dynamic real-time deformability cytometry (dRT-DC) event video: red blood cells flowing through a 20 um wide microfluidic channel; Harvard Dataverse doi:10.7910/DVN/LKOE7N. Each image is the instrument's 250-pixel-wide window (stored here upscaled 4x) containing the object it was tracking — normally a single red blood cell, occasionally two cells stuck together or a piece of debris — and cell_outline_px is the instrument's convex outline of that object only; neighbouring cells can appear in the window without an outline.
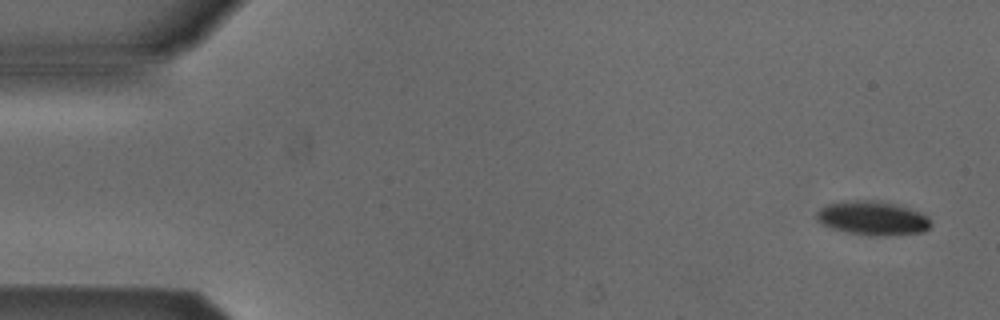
{"species": "Egyptian fruit bat (a non-hibernating species)", "species_latin": "Rousettus aegyptiacus", "temperature_condition": "cold", "stored_images_in_passage": 4, "camera_frame_rate_fps": 3000, "um_per_image_px": 0.085, "animal": {"sex": "male"}, "frame": {"image": 1, "passage_image": 1, "time_ms": 0.0, "image_size_px": [1000, 320], "cell_outline_px": [[932, 224], [924, 232], [880, 236], [868, 236], [848, 232], [832, 228], [816, 220], [816, 212], [820, 208], [828, 204], [852, 200], [880, 200], [896, 204], [920, 212], [928, 216]], "centroid_in_image_um": [74.19, 18.54], "position_along_channel_um": 10.8, "area_um2": 22.72}}
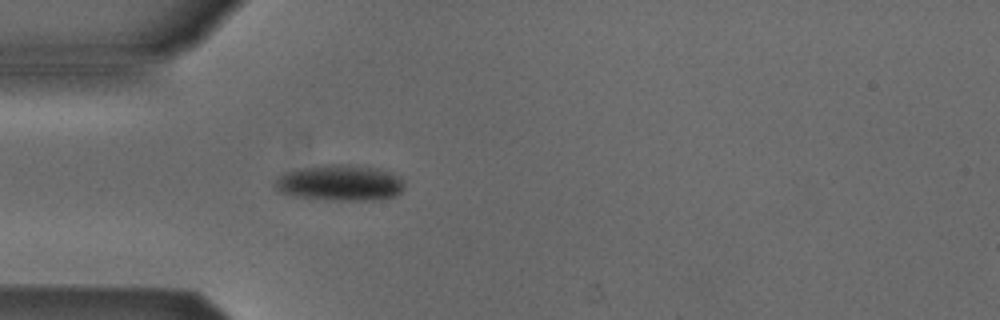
{"frame": {"image": 2, "passage_image": 4, "time_ms": 1.0, "image_size_px": [1000, 320], "cell_outline_px": [[404, 188], [396, 196], [380, 200], [328, 200], [296, 196], [276, 192], [276, 180], [284, 172], [324, 164], [348, 164], [376, 168], [400, 176], [404, 180]], "centroid_in_image_um": [28.93, 15.55], "position_along_channel_um": 56.1, "area_um2": 27.22}}